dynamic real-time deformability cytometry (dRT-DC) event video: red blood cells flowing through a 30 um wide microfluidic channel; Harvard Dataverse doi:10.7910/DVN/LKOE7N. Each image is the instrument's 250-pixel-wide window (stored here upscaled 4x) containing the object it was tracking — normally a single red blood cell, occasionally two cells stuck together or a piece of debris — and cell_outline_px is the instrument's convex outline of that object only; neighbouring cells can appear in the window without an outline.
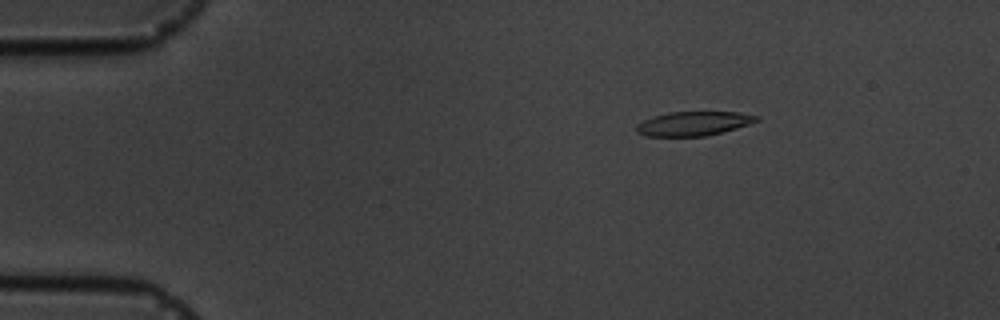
{"species": "common noctule bat (a hibernating species)", "species_latin": "Nyctalus noctula", "temperature_condition": "cold", "stored_images_in_passage": 3, "camera_frame_rate_fps": 3000, "um_per_image_px": 0.085, "animal": {"sex": "male", "body_mass_g": 19.5, "forearm_length_mm": 54.6}, "frame": {"image": 1, "passage_image": 1, "time_ms": 0.0, "image_size_px": [1000, 320], "cell_outline_px": [[760, 120], [736, 128], [704, 136], [648, 136], [636, 132], [636, 124], [652, 116], [668, 112], [740, 112], [760, 116]], "centroid_in_image_um": [58.94, 10.49], "position_along_channel_um": 26.1, "area_um2": 16.88}}